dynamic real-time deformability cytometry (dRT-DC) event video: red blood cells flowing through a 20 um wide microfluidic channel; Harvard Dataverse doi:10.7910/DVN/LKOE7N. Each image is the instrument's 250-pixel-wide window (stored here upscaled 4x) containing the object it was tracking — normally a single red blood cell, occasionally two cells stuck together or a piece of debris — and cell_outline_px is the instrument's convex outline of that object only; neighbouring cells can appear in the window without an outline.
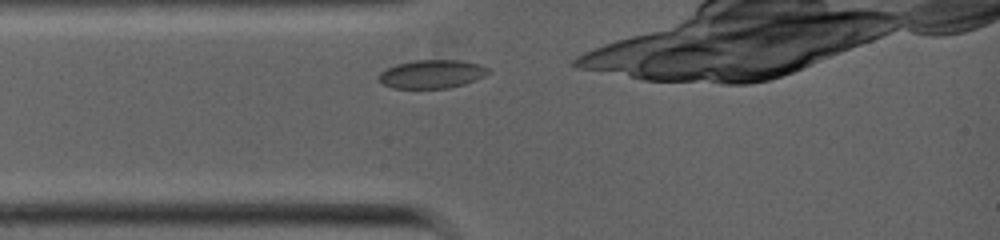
{"species": "common noctule bat (a hibernating species)", "species_latin": "Nyctalus noctula", "temperature_condition": "warm", "stored_images_in_passage": 19, "camera_frame_rate_fps": 5000, "um_per_image_px": 0.085, "animal": {"sex": "female", "body_mass_g": 19.0, "forearm_length_mm": 53.3}, "frame": {"image": 1, "passage_image": 1, "time_ms": 0.0, "image_size_px": [1000, 240], "cell_outline_px": [[492, 72], [484, 76], [464, 84], [448, 88], [392, 88], [376, 80], [376, 76], [380, 72], [396, 64], [416, 60], [460, 60], [480, 64], [488, 68]], "centroid_in_image_um": [36.69, 6.29], "position_along_channel_um": 48.3, "area_um2": 18.26}}
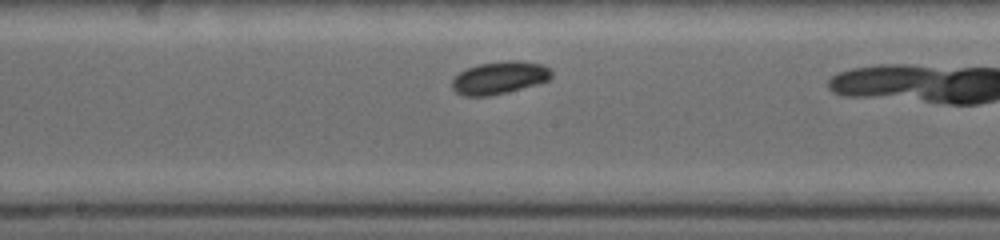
{"frame": {"image": 2, "passage_image": 9, "time_ms": 3.2, "image_size_px": [1000, 240], "cell_outline_px": [[552, 76], [548, 80], [536, 84], [488, 96], [464, 96], [456, 92], [452, 88], [452, 80], [460, 72], [476, 64], [508, 60], [520, 60], [544, 64], [552, 72]], "centroid_in_image_um": [42.45, 6.58], "position_along_channel_um": 205.8, "area_um2": 18.79}}
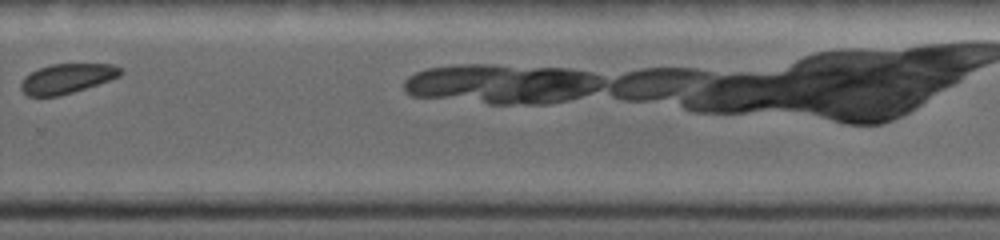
{"frame": {"image": 3, "passage_image": 15, "time_ms": 5.6, "image_size_px": [1000, 240], "cell_outline_px": [[124, 72], [120, 76], [72, 92], [56, 96], [28, 96], [20, 88], [20, 84], [24, 76], [40, 68], [52, 64], [112, 64], [120, 68]], "centroid_in_image_um": [5.67, 6.67], "position_along_channel_um": 324.1, "area_um2": 16.94}}